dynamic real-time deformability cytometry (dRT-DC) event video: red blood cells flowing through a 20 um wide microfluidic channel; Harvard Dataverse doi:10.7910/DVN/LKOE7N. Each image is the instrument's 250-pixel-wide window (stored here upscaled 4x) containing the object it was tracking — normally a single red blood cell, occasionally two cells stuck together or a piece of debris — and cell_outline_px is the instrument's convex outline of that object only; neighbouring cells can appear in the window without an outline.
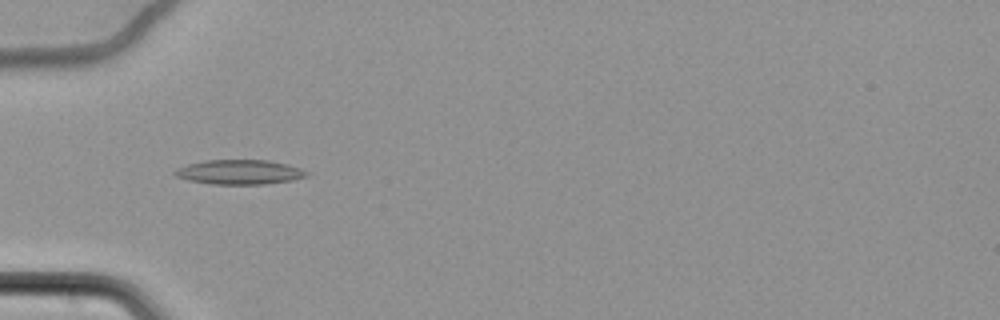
{"species": "common noctule bat (a hibernating species)", "species_latin": "Nyctalus noctula", "temperature_condition": "cold", "stored_images_in_passage": 46, "camera_frame_rate_fps": 3000, "um_per_image_px": 0.085, "animal": {"sex": "female", "body_mass_g": 22.7, "forearm_length_mm": 54.2}, "frame": {"image": 1, "passage_image": 6, "time_ms": 1.667, "image_size_px": [1000, 320], "cell_outline_px": [[308, 176], [292, 180], [264, 184], [212, 184], [188, 180], [176, 176], [172, 172], [176, 168], [188, 164], [204, 160], [268, 160], [288, 164], [300, 168], [308, 172]], "centroid_in_image_um": [20.35, 14.62], "position_along_channel_um": 64.7, "area_um2": 18.9}}
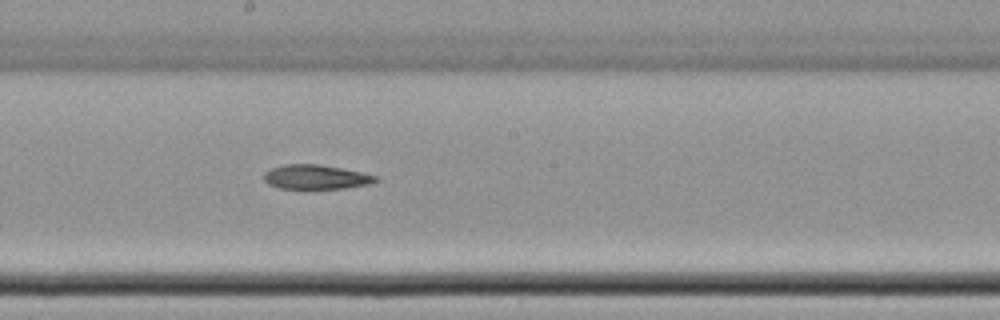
{"frame": {"image": 2, "passage_image": 20, "time_ms": 6.333, "image_size_px": [1000, 320], "cell_outline_px": [[380, 180], [368, 184], [344, 188], [280, 188], [268, 184], [264, 180], [264, 172], [272, 168], [284, 164], [320, 164], [380, 176]], "centroid_in_image_um": [26.86, 15.04], "position_along_channel_um": 221.3, "area_um2": 15.78}}
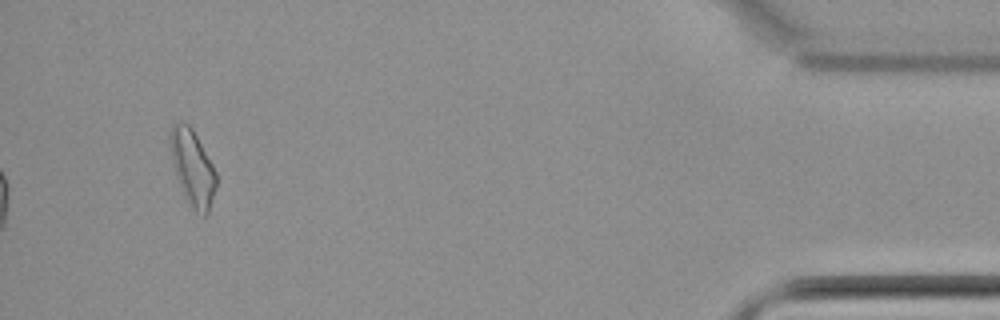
{"frame": {"image": 3, "passage_image": 43, "time_ms": 14.0, "image_size_px": [1000, 320], "cell_outline_px": [[216, 188], [208, 216], [204, 216], [196, 212], [188, 204], [184, 196], [176, 176], [168, 140], [168, 136], [172, 124], [176, 120], [188, 124], [192, 128], [212, 164], [216, 172]], "centroid_in_image_um": [16.35, 14.26], "position_along_channel_um": 418.8, "area_um2": 20.52}}